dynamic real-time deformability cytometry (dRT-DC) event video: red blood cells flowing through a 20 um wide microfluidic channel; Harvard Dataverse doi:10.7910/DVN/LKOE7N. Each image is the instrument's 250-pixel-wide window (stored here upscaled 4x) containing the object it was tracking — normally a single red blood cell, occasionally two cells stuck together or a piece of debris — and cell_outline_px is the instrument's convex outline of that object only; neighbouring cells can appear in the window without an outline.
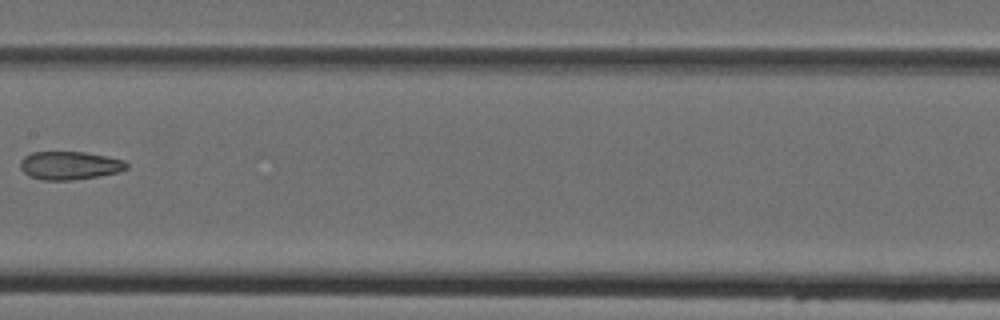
{"species": "Egyptian fruit bat (a non-hibernating species)", "species_latin": "Rousettus aegyptiacus", "temperature_condition": "cold", "stored_images_in_passage": 8, "camera_frame_rate_fps": 3000, "um_per_image_px": 0.085, "animal": {"sex": "female"}, "frame": {"image": 1, "passage_image": 8, "time_ms": 8.333, "image_size_px": [1000, 320], "cell_outline_px": [[128, 168], [120, 172], [100, 176], [72, 180], [44, 180], [28, 176], [20, 168], [20, 160], [24, 156], [32, 152], [84, 152], [124, 160], [128, 164]], "centroid_in_image_um": [5.91, 14.07], "position_along_channel_um": 201.5, "area_um2": 17.57}}